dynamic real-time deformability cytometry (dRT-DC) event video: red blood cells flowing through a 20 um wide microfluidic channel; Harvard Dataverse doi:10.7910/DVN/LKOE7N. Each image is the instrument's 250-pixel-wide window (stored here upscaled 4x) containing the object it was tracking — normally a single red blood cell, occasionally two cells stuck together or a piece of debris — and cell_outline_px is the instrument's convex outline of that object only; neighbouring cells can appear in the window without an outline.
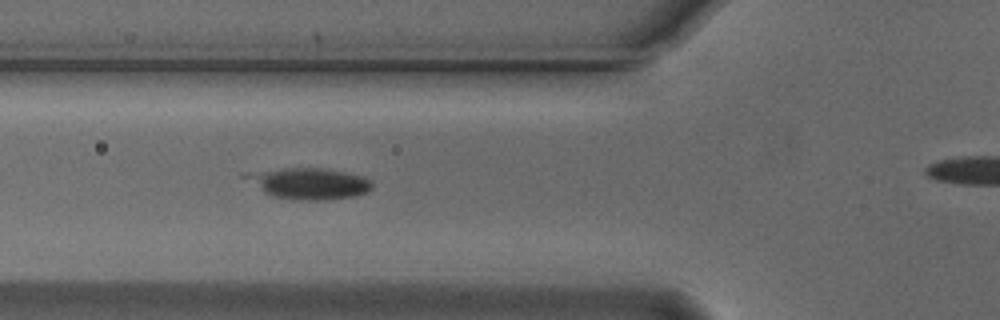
{"species": "Egyptian fruit bat (a non-hibernating species)", "species_latin": "Rousettus aegyptiacus", "temperature_condition": "cold", "stored_images_in_passage": 27, "camera_frame_rate_fps": 3000, "um_per_image_px": 0.085, "animal": {"sex": "male"}, "frame": {"image": 1, "passage_image": 7, "time_ms": 2.0, "image_size_px": [1000, 320], "cell_outline_px": [[372, 188], [368, 192], [356, 196], [324, 200], [292, 200], [272, 196], [264, 192], [240, 176], [240, 172], [284, 168], [324, 168], [364, 176], [372, 180]], "centroid_in_image_um": [26.21, 15.59], "position_along_channel_um": 99.6, "area_um2": 23.47}}
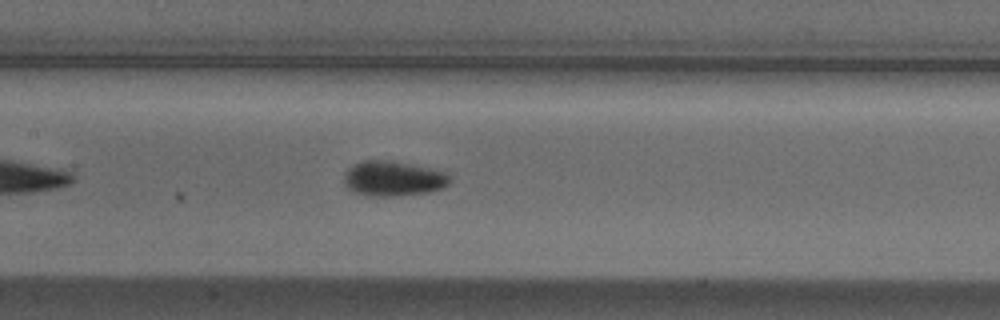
{"frame": {"image": 2, "passage_image": 13, "time_ms": 4.0, "image_size_px": [1000, 320], "cell_outline_px": [[452, 180], [444, 188], [432, 192], [400, 196], [364, 196], [352, 192], [344, 184], [344, 172], [348, 168], [364, 160], [388, 160], [412, 164], [448, 172]], "centroid_in_image_um": [33.45, 15.19], "position_along_channel_um": 174.0, "area_um2": 22.14}}
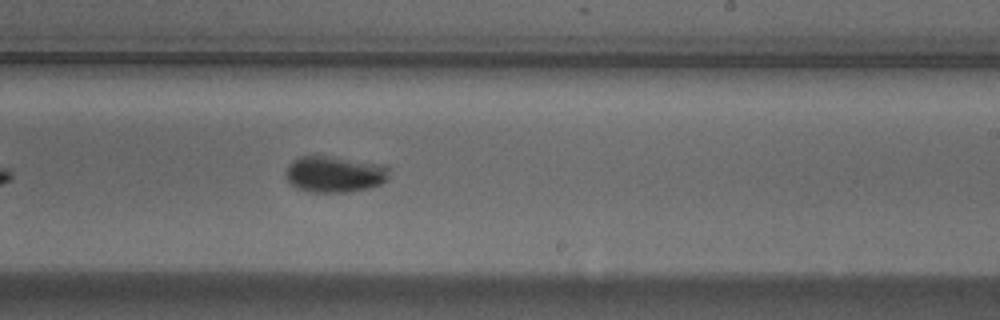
{"frame": {"image": 3, "passage_image": 20, "time_ms": 6.333, "image_size_px": [1000, 320], "cell_outline_px": [[388, 180], [380, 184], [368, 188], [344, 192], [308, 192], [292, 184], [284, 176], [284, 172], [288, 164], [292, 160], [300, 156], [328, 156], [388, 164]], "centroid_in_image_um": [28.44, 14.79], "position_along_channel_um": 260.6, "area_um2": 22.08}}